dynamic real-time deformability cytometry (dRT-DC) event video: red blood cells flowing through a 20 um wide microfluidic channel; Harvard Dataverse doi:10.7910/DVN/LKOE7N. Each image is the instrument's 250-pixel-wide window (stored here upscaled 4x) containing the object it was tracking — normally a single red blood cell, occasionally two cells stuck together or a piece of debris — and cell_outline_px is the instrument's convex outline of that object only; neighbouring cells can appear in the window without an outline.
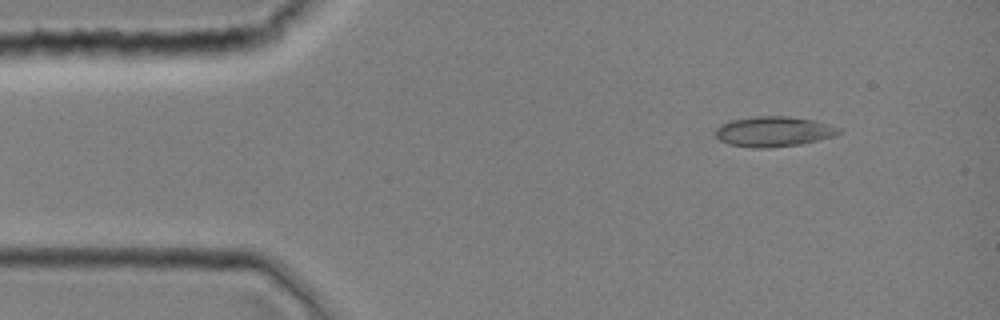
{"species": "common noctule bat (a hibernating species)", "species_latin": "Nyctalus noctula", "temperature_condition": "room temperature", "stored_images_in_passage": 1, "camera_frame_rate_fps": 3000, "um_per_image_px": 0.085, "animal": {"sex": "female", "body_mass_g": 19.0, "forearm_length_mm": 51.5}, "frame": {"image": 1, "passage_image": 1, "time_ms": 0.0, "image_size_px": [1000, 320], "cell_outline_px": [[844, 132], [832, 136], [800, 144], [768, 148], [752, 148], [728, 144], [720, 140], [716, 136], [716, 128], [720, 124], [732, 120], [756, 116], [788, 116], [812, 120], [840, 128]], "centroid_in_image_um": [65.73, 11.18], "position_along_channel_um": 19.3, "area_um2": 21.56}}